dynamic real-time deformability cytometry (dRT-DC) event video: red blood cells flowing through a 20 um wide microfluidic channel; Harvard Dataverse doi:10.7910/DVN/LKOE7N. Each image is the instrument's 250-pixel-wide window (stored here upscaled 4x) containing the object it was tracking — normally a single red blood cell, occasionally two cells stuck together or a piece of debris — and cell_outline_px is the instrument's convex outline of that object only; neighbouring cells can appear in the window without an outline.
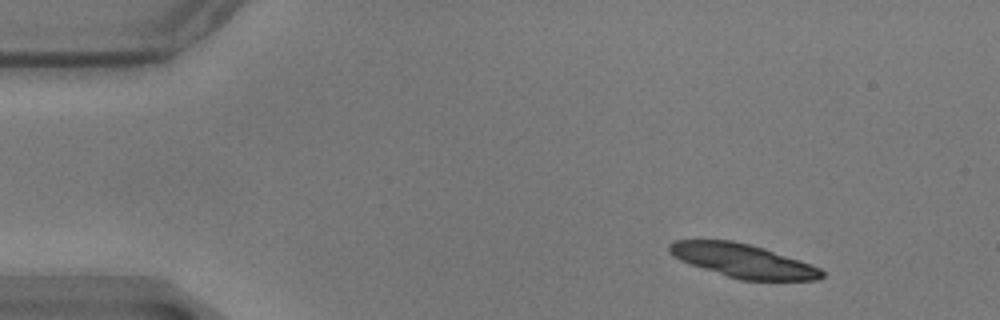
{"species": "common noctule bat (a hibernating species)", "species_latin": "Nyctalus noctula", "temperature_condition": "warm", "stored_images_in_passage": 53, "camera_frame_rate_fps": 3000, "um_per_image_px": 0.085, "animal": {"sex": "male", "body_mass_g": 17.9}, "frame": {"image": 1, "passage_image": 1, "time_ms": 0.0, "image_size_px": [1000, 320], "cell_outline_px": [[824, 276], [816, 280], [740, 280], [680, 260], [668, 252], [668, 244], [672, 240], [732, 240], [764, 248], [812, 264], [820, 268], [824, 272]], "centroid_in_image_um": [63.16, 22.15], "position_along_channel_um": 21.8, "area_um2": 29.65}}
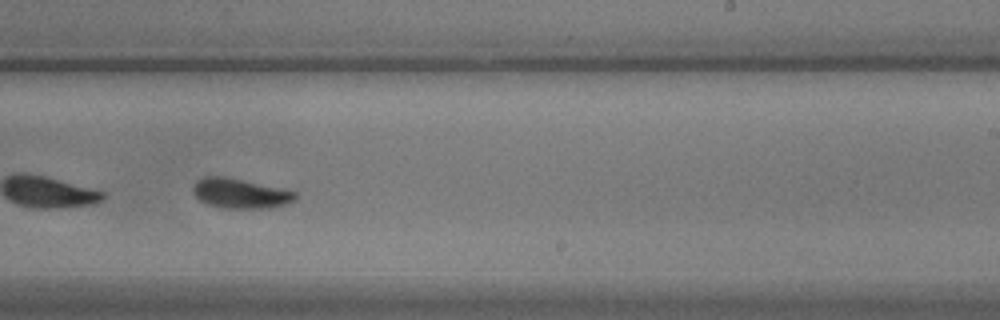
{"frame": {"image": 2, "passage_image": 30, "time_ms": 9.667, "image_size_px": [1000, 320], "cell_outline_px": [[296, 196], [292, 200], [284, 204], [268, 208], [220, 208], [208, 204], [200, 200], [192, 192], [192, 188], [196, 180], [204, 176], [224, 176], [296, 192]], "centroid_in_image_um": [20.33, 16.44], "position_along_channel_um": 268.7, "area_um2": 17.46}}
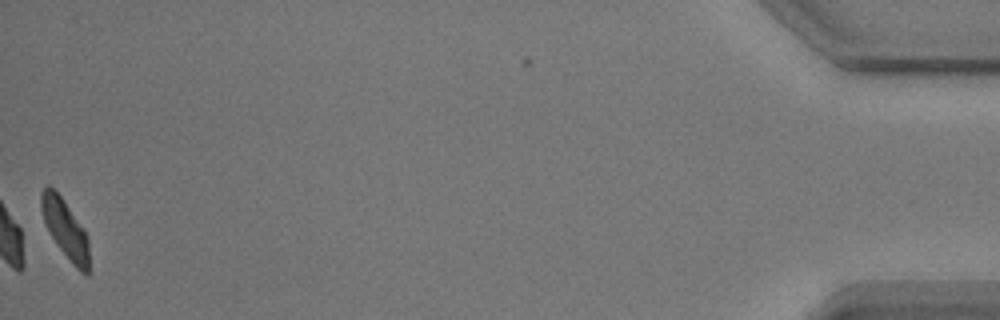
{"frame": {"image": 3, "passage_image": 52, "time_ms": 17.0, "image_size_px": [1000, 320], "cell_outline_px": [[88, 276], [80, 272], [72, 264], [56, 244], [44, 220], [40, 208], [40, 192], [48, 184], [60, 196], [84, 228], [88, 236]], "centroid_in_image_um": [5.54, 19.46], "position_along_channel_um": 429.7, "area_um2": 16.18}, "authors_computed_cell_mechanics": {"area_um2": 17.5134, "velocity_mm_per_s": 3.4751, "shape_relaxation_time_tau1_ms": 2.7068, "shape_relaxation_time_tau2_ms": 3.0033, "deformation_change_tau1": 0.134, "deformation_change_tau2": 0.0864}}